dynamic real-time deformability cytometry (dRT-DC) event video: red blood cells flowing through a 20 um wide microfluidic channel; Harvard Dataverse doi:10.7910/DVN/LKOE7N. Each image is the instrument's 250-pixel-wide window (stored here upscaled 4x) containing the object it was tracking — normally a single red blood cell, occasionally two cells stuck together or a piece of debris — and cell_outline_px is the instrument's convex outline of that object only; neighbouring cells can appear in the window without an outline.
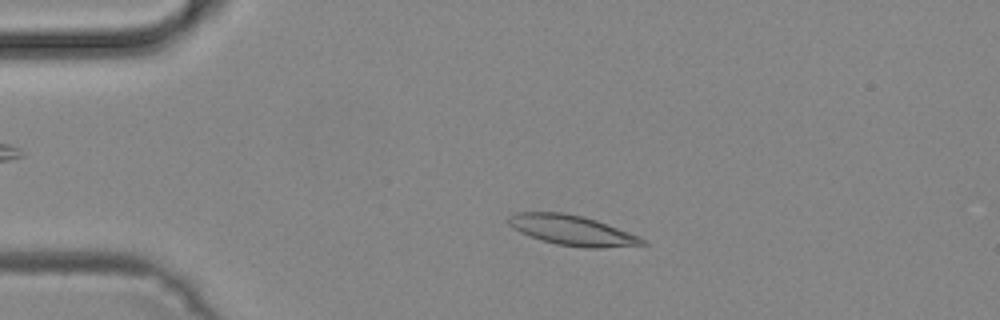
{"species": "common noctule bat (a hibernating species)", "species_latin": "Nyctalus noctula", "temperature_condition": "cold", "stored_images_in_passage": 14, "camera_frame_rate_fps": 3000, "um_per_image_px": 0.085, "animal": {"sex": "male", "body_mass_g": 19.2, "forearm_length_mm": 51.8}, "frame": {"image": 1, "passage_image": 10, "time_ms": 3.0, "image_size_px": [1000, 320], "cell_outline_px": [[648, 244], [600, 248], [584, 248], [556, 244], [540, 240], [520, 232], [512, 228], [508, 224], [508, 216], [516, 212], [564, 212], [584, 216], [596, 220], [640, 236]], "centroid_in_image_um": [48.6, 19.57], "position_along_channel_um": 36.4, "area_um2": 23.58}}